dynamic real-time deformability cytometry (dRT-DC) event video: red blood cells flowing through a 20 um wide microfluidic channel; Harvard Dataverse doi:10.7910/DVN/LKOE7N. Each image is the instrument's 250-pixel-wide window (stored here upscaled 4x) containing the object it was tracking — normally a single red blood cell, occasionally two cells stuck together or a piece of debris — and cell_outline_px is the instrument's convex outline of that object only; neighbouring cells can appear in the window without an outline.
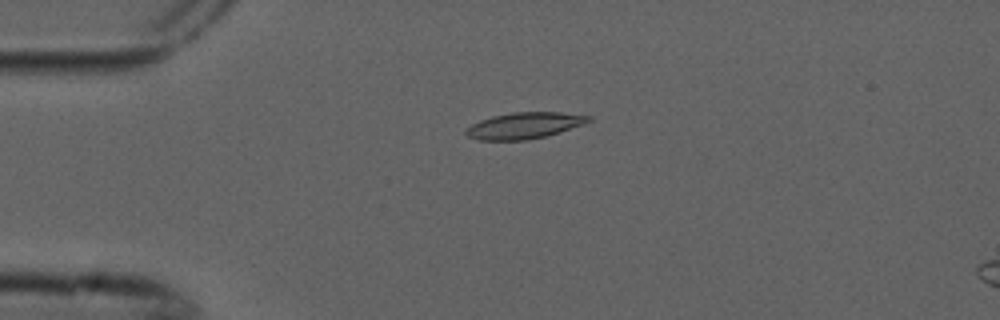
{"species": "common noctule bat (a hibernating species)", "species_latin": "Nyctalus noctula", "temperature_condition": "cold", "stored_images_in_passage": 6, "camera_frame_rate_fps": 3000, "um_per_image_px": 0.085, "animal": {"sex": "male", "forearm_length_mm": 52.5}, "frame": {"image": 1, "passage_image": 3, "time_ms": 0.667, "image_size_px": [1000, 320], "cell_outline_px": [[592, 120], [584, 124], [560, 132], [528, 140], [480, 140], [468, 136], [464, 132], [464, 128], [480, 120], [492, 116], [512, 112], [560, 112], [592, 116]], "centroid_in_image_um": [44.56, 10.67], "position_along_channel_um": 40.4, "area_um2": 18.84}}
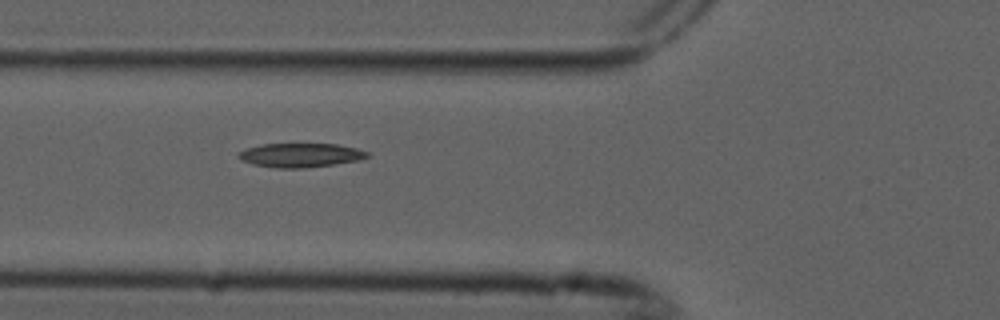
{"frame": {"image": 2, "passage_image": 5, "time_ms": 1.333, "image_size_px": [1000, 320], "cell_outline_px": [[372, 156], [356, 160], [332, 164], [304, 168], [276, 168], [252, 164], [240, 160], [236, 156], [236, 152], [260, 144], [336, 144], [356, 148], [368, 152]], "centroid_in_image_um": [25.48, 13.19], "position_along_channel_um": 100.3, "area_um2": 18.03}}
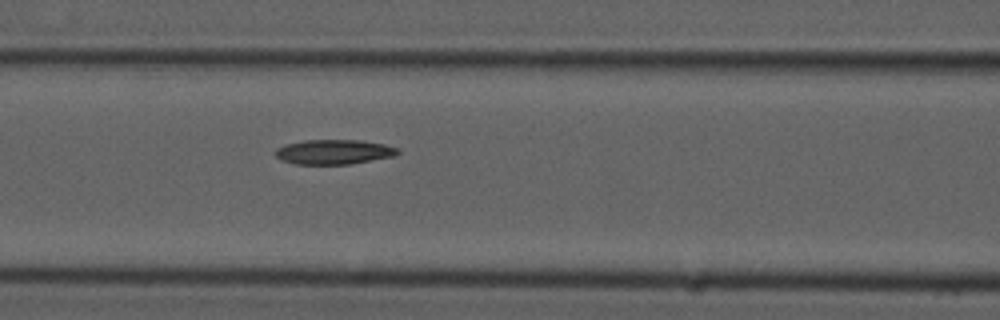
{"frame": {"image": 3, "passage_image": 6, "time_ms": 1.667, "image_size_px": [1000, 320], "cell_outline_px": [[400, 152], [392, 156], [348, 164], [292, 164], [280, 160], [276, 156], [276, 148], [288, 144], [304, 140], [360, 140], [384, 144], [396, 148]], "centroid_in_image_um": [28.33, 12.91], "position_along_channel_um": 138.3, "area_um2": 17.4}}